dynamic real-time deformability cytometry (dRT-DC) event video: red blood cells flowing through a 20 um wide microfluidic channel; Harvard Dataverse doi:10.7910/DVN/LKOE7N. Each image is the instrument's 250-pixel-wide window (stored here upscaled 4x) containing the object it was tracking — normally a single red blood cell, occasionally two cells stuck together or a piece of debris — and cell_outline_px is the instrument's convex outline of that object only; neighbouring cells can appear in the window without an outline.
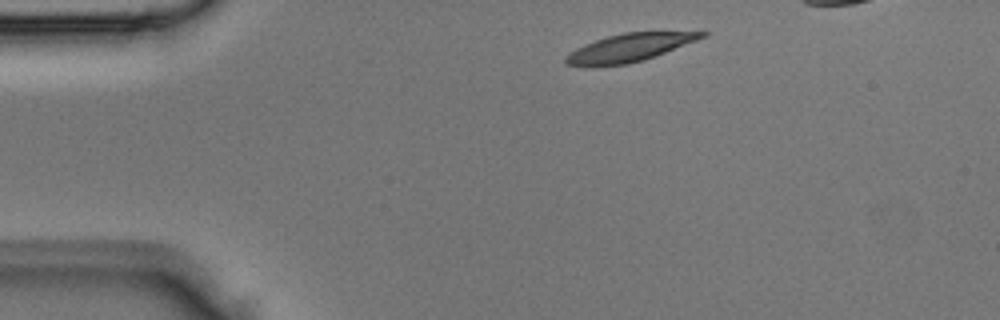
{"species": "Egyptian fruit bat (a non-hibernating species)", "species_latin": "Rousettus aegyptiacus", "temperature_condition": "room temperature", "stored_images_in_passage": 3, "segment_of_instrument_passage": [1, 2], "camera_frame_rate_fps": 3000, "um_per_image_px": 0.085, "animal": {"sex": "male"}, "frame": {"image": 1, "passage_image": 1, "time_ms": 0.0, "image_size_px": [1000, 320], "cell_outline_px": [[708, 36], [644, 60], [628, 64], [592, 68], [564, 64], [564, 56], [576, 48], [584, 44], [608, 36], [624, 32], [708, 32]], "centroid_in_image_um": [53.42, 4.09], "position_along_channel_um": 31.6, "area_um2": 22.43}}